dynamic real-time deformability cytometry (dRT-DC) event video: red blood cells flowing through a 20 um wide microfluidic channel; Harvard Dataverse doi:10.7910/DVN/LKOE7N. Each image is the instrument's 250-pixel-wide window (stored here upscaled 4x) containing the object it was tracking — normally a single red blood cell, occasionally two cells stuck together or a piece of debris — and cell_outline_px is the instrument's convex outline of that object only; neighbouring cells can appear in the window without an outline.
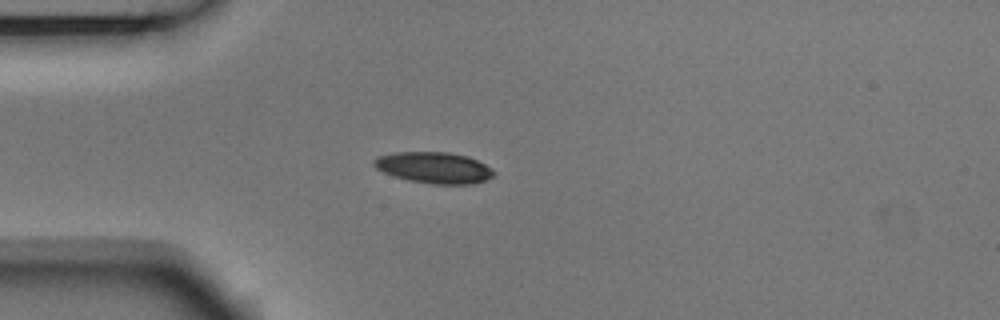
{"species": "Egyptian fruit bat (a non-hibernating species)", "species_latin": "Rousettus aegyptiacus", "temperature_condition": "room temperature", "stored_images_in_passage": 3, "camera_frame_rate_fps": 3000, "um_per_image_px": 0.085, "animal": {"sex": "male"}, "frame": {"image": 1, "passage_image": 3, "time_ms": 0.667, "image_size_px": [1000, 320], "cell_outline_px": [[496, 172], [492, 176], [484, 180], [472, 184], [432, 184], [408, 180], [392, 176], [376, 168], [372, 164], [372, 160], [376, 156], [396, 152], [448, 152], [468, 156], [492, 168]], "centroid_in_image_um": [36.85, 14.25], "position_along_channel_um": 48.1, "area_um2": 21.91}}